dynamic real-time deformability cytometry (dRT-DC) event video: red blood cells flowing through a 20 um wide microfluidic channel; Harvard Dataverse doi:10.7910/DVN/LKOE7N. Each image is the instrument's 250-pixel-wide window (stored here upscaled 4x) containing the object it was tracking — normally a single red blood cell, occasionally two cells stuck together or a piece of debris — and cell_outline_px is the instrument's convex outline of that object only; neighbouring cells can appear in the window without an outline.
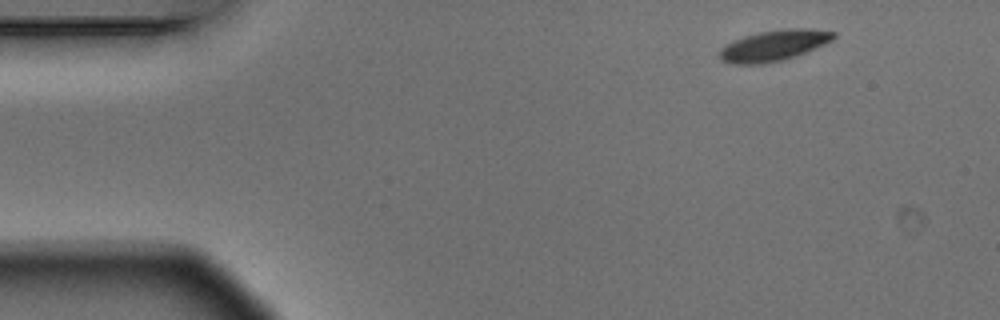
{"species": "Egyptian fruit bat (a non-hibernating species)", "species_latin": "Rousettus aegyptiacus", "temperature_condition": "warm", "stored_images_in_passage": 5, "segment_of_instrument_passage": [1, 2], "camera_frame_rate_fps": 3000, "um_per_image_px": 0.085, "animal": {"sex": "male"}, "frame": {"image": 1, "passage_image": 1, "time_ms": 0.0, "image_size_px": [1000, 320], "cell_outline_px": [[836, 36], [832, 40], [824, 44], [796, 56], [784, 60], [764, 64], [732, 64], [720, 60], [716, 52], [724, 44], [744, 36], [760, 32], [788, 28], [812, 28], [836, 32]], "centroid_in_image_um": [65.73, 3.87], "position_along_channel_um": 19.3, "area_um2": 20.81}}